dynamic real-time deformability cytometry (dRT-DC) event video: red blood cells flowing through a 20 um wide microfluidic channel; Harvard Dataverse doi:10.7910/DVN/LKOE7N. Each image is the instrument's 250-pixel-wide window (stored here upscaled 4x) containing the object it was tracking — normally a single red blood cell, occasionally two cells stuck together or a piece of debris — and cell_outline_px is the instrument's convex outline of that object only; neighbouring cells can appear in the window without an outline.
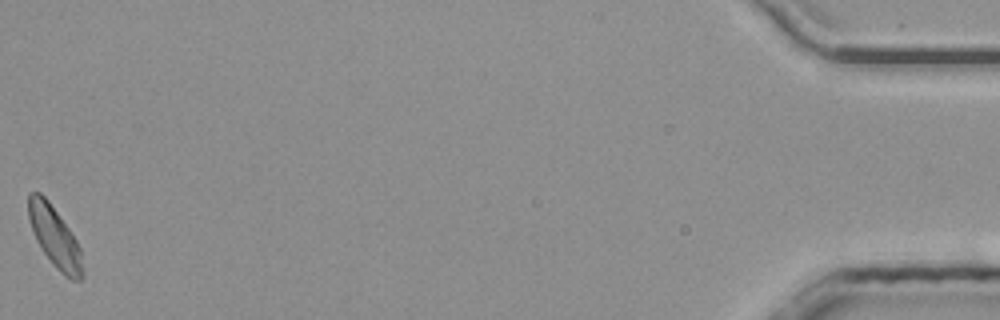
{"species": "common noctule bat (a hibernating species)", "species_latin": "Nyctalus noctula", "temperature_condition": "room temperature", "stored_images_in_passage": 36, "camera_frame_rate_fps": 3000, "um_per_image_px": 0.085, "animal": {"sex": "male", "body_mass_g": 20.4}, "frame": {"image": 1, "passage_image": 36, "time_ms": 11.667, "image_size_px": [1000, 320], "cell_outline_px": [[84, 276], [80, 280], [72, 280], [64, 276], [56, 268], [44, 252], [36, 240], [28, 216], [28, 192], [40, 192], [48, 200], [68, 228], [76, 240], [80, 248], [84, 272]], "centroid_in_image_um": [4.66, 20.16], "position_along_channel_um": 430.5, "area_um2": 18.96}, "authors_computed_cell_mechanics": {"area_um2": 18.8717, "velocity_mm_per_s": 3.9651, "shape_relaxation_time_tau1_ms": 3.6188, "shape_relaxation_time_tau2_ms": null, "deformation_change_tau1": 0.095, "deformation_change_tau2": null}}